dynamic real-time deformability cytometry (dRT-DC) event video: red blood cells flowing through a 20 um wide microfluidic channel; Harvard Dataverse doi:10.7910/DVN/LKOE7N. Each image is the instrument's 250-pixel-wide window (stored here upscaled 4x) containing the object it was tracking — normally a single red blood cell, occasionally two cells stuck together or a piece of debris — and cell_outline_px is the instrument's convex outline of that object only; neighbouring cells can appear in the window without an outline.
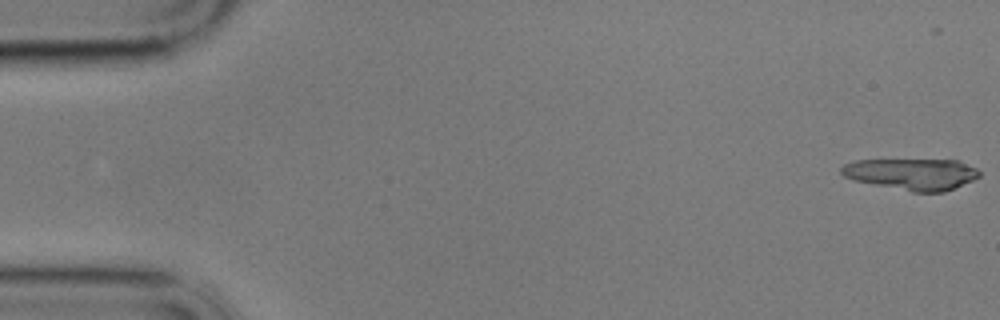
{"species": "common noctule bat (a hibernating species)", "species_latin": "Nyctalus noctula", "temperature_condition": "cold", "stored_images_in_passage": 57, "camera_frame_rate_fps": 3000, "um_per_image_px": 0.085, "animal": {"sex": "male", "body_mass_g": 17.9}, "frame": {"image": 1, "passage_image": 1, "time_ms": 0.0, "image_size_px": [1000, 320], "cell_outline_px": [[980, 176], [972, 180], [944, 192], [912, 192], [852, 180], [844, 176], [840, 172], [840, 168], [844, 164], [856, 160], [960, 160], [976, 168], [980, 172]], "centroid_in_image_um": [77.49, 14.79], "position_along_channel_um": 7.5, "area_um2": 25.32}}
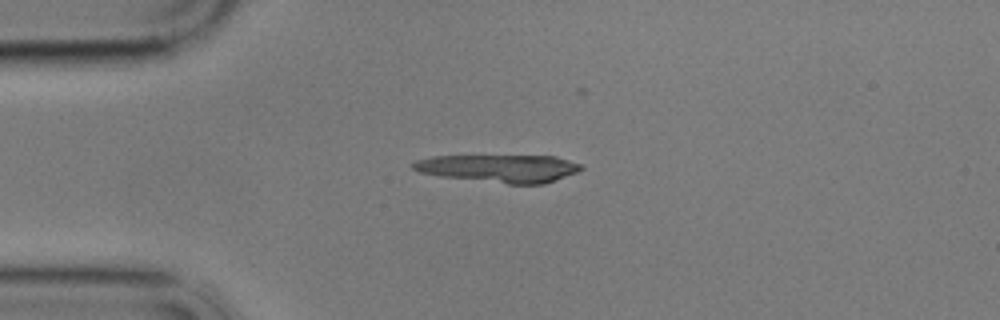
{"frame": {"image": 2, "passage_image": 14, "time_ms": 4.333, "image_size_px": [1000, 320], "cell_outline_px": [[584, 168], [576, 172], [544, 184], [508, 184], [440, 176], [420, 172], [412, 168], [412, 164], [416, 160], [432, 156], [556, 156], [580, 164]], "centroid_in_image_um": [42.43, 14.31], "position_along_channel_um": 42.6, "area_um2": 26.99}}